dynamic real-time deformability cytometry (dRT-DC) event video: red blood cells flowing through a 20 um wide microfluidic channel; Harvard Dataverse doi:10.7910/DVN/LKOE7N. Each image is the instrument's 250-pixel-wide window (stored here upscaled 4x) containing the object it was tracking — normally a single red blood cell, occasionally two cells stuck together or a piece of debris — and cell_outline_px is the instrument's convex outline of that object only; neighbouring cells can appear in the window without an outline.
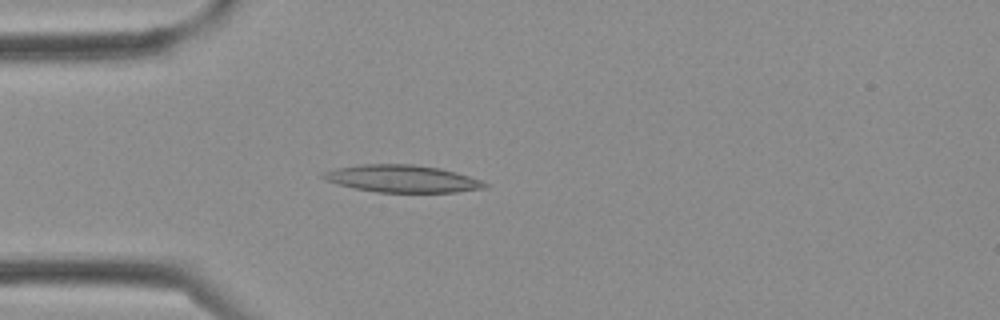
{"species": "Egyptian fruit bat (a non-hibernating species)", "species_latin": "Rousettus aegyptiacus", "temperature_condition": "cold", "stored_images_in_passage": 3, "camera_frame_rate_fps": 3000, "um_per_image_px": 0.085, "frame": {"image": 1, "passage_image": 3, "time_ms": 0.667, "image_size_px": [1000, 320], "cell_outline_px": [[488, 188], [456, 192], [376, 192], [352, 188], [324, 180], [320, 176], [324, 172], [336, 168], [360, 164], [412, 164], [440, 168], [456, 172], [480, 180], [488, 184]], "centroid_in_image_um": [34.17, 15.19], "position_along_channel_um": 50.8, "area_um2": 25.78}}